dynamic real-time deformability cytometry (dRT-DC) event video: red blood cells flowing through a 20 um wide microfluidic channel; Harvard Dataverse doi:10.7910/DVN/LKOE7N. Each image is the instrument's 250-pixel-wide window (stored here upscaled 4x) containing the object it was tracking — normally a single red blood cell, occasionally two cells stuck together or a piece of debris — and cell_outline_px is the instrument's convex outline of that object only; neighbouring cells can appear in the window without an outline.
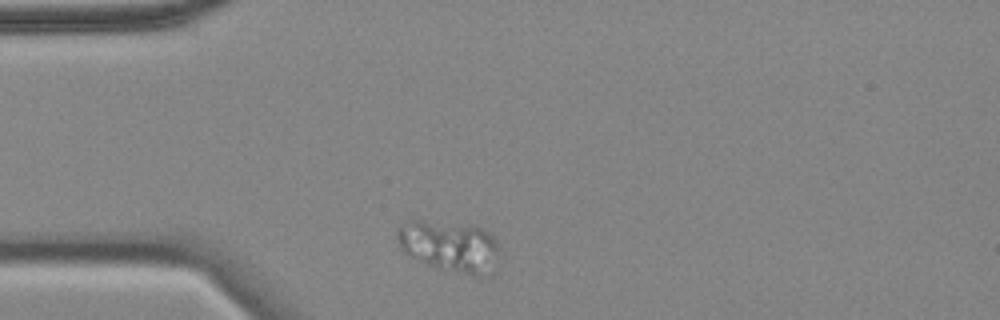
{"species": "common noctule bat (a hibernating species)", "species_latin": "Nyctalus noctula", "temperature_condition": "cold", "stored_images_in_passage": 35, "camera_frame_rate_fps": 3000, "um_per_image_px": 0.085, "animal": {"sex": "female", "body_mass_g": 18.4}, "frame": {"image": 1, "passage_image": 1, "time_ms": 0.0, "image_size_px": [1000, 320], "cell_outline_px": [[500, 248], [496, 272], [480, 280], [440, 268], [428, 264], [404, 252], [396, 236], [396, 232], [400, 224], [404, 220], [412, 216], [472, 224], [488, 232], [500, 244]], "centroid_in_image_um": [38.28, 20.9], "position_along_channel_um": 46.7, "area_um2": 32.54}}
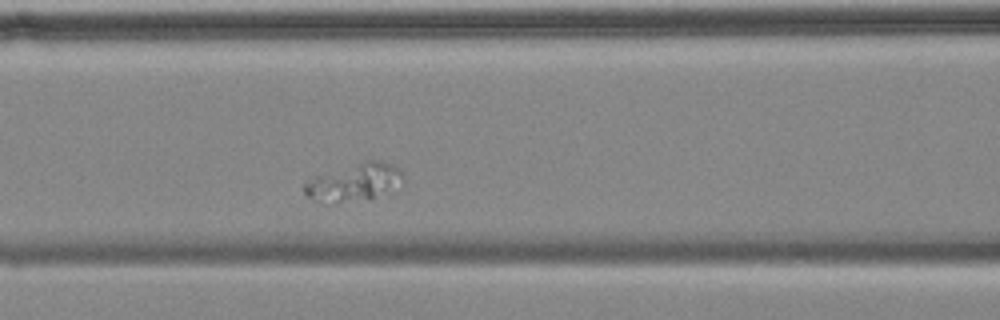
{"frame": {"image": 2, "passage_image": 11, "time_ms": 3.333, "image_size_px": [1000, 320], "cell_outline_px": [[404, 180], [396, 192], [336, 204], [320, 204], [308, 196], [304, 192], [304, 184], [308, 176], [368, 160], [380, 160], [400, 168], [404, 172]], "centroid_in_image_um": [30.11, 15.5], "position_along_channel_um": 136.5, "area_um2": 22.6}}
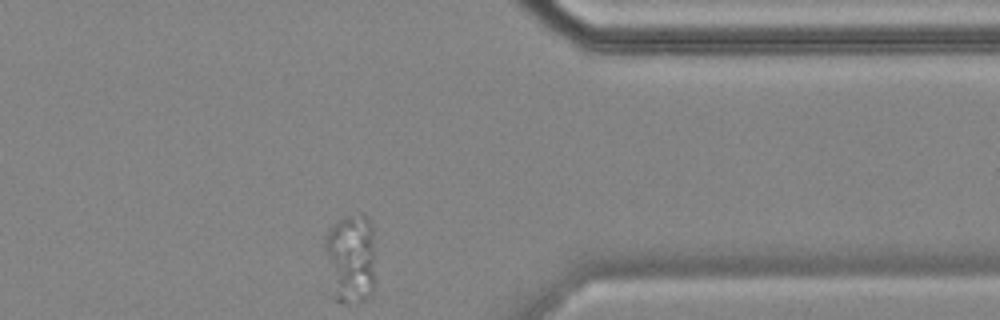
{"frame": {"image": 3, "passage_image": 35, "time_ms": 11.333, "image_size_px": [1000, 320], "cell_outline_px": [[372, 292], [364, 300], [332, 300], [324, 248], [324, 236], [344, 216], [360, 212], [364, 212], [372, 224]], "centroid_in_image_um": [29.75, 21.91], "position_along_channel_um": 381.6, "area_um2": 26.18}}